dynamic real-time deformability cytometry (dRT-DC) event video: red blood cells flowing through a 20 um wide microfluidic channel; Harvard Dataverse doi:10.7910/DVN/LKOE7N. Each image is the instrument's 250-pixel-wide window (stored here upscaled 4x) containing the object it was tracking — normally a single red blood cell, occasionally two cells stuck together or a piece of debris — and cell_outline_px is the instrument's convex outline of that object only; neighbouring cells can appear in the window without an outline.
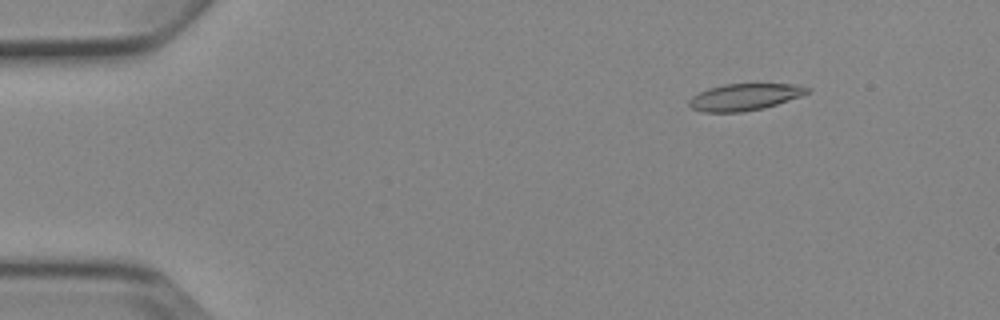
{"species": "Egyptian fruit bat (a non-hibernating species)", "species_latin": "Rousettus aegyptiacus", "temperature_condition": "cold", "stored_images_in_passage": 6, "camera_frame_rate_fps": 3000, "um_per_image_px": 0.085, "animal": {"sex": "female"}, "frame": {"image": 1, "passage_image": 2, "time_ms": 1.333, "image_size_px": [1000, 320], "cell_outline_px": [[812, 88], [808, 92], [800, 96], [764, 108], [744, 112], [704, 112], [692, 108], [688, 104], [688, 100], [692, 96], [708, 88], [724, 84], [792, 84]], "centroid_in_image_um": [63.26, 8.25], "position_along_channel_um": 21.7, "area_um2": 18.32}}
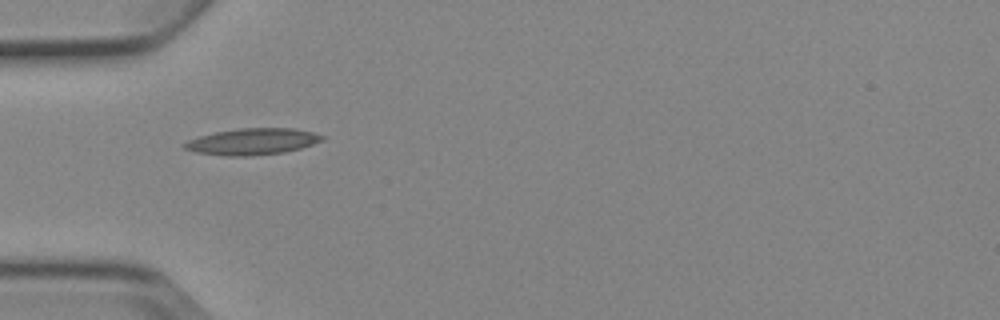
{"frame": {"image": 2, "passage_image": 5, "time_ms": 4.667, "image_size_px": [1000, 320], "cell_outline_px": [[324, 140], [300, 148], [284, 152], [252, 156], [224, 156], [196, 152], [184, 148], [180, 144], [188, 140], [200, 136], [216, 132], [240, 128], [296, 128], [312, 132], [324, 136]], "centroid_in_image_um": [21.44, 12.03], "position_along_channel_um": 63.6, "area_um2": 21.21}}
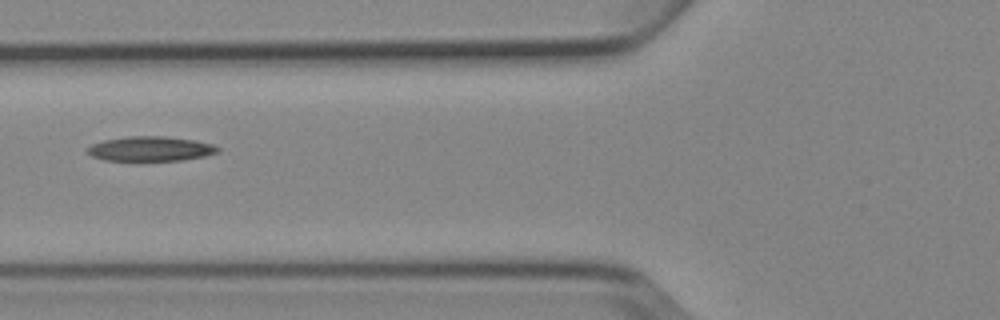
{"frame": {"image": 3, "passage_image": 6, "time_ms": 6.0, "image_size_px": [1000, 320], "cell_outline_px": [[220, 152], [204, 156], [184, 160], [104, 160], [92, 156], [84, 148], [92, 144], [104, 140], [128, 136], [164, 136], [196, 140], [212, 144], [220, 148]], "centroid_in_image_um": [12.8, 12.64], "position_along_channel_um": 113.0, "area_um2": 18.79}}